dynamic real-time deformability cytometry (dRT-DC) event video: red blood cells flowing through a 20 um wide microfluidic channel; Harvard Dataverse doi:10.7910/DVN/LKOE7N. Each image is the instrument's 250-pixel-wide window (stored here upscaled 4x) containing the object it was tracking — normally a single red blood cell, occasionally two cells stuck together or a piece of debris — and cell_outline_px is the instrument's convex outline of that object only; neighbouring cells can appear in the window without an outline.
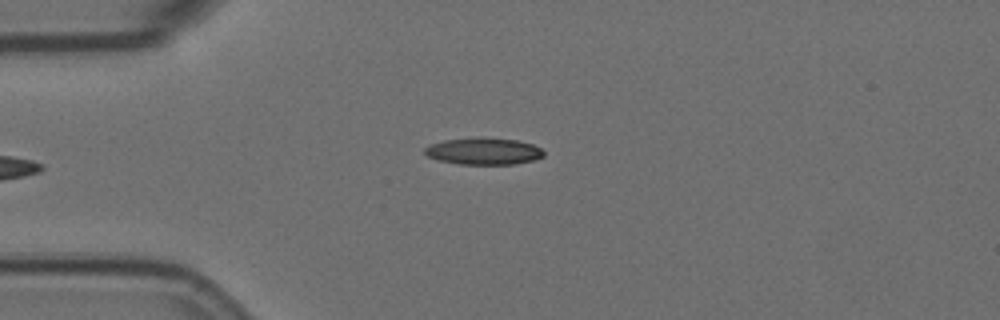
{"species": "Egyptian fruit bat (a non-hibernating species)", "species_latin": "Rousettus aegyptiacus", "temperature_condition": "room temperature", "stored_images_in_passage": 45, "camera_frame_rate_fps": 3000, "um_per_image_px": 0.085, "animal": {"sex": "female"}, "frame": {"image": 1, "passage_image": 3, "time_ms": 0.667, "image_size_px": [1000, 320], "cell_outline_px": [[544, 156], [532, 160], [512, 164], [460, 164], [440, 160], [428, 156], [424, 152], [424, 148], [428, 144], [444, 140], [480, 136], [484, 136], [516, 140], [532, 144], [540, 148], [544, 152]], "centroid_in_image_um": [41.08, 12.83], "position_along_channel_um": 43.9, "area_um2": 18.73}}
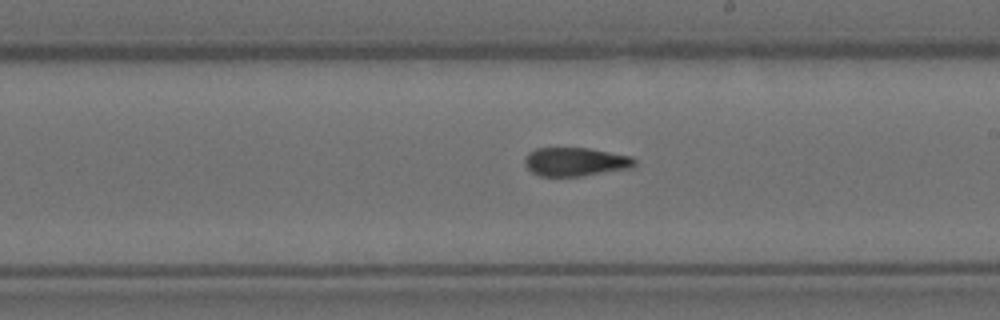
{"frame": {"image": 2, "passage_image": 21, "time_ms": 6.667, "image_size_px": [1000, 320], "cell_outline_px": [[636, 168], [584, 176], [540, 176], [532, 172], [524, 164], [524, 160], [528, 152], [536, 148], [588, 148], [632, 156], [636, 160]], "centroid_in_image_um": [48.97, 13.76], "position_along_channel_um": 240.0, "area_um2": 18.67}}
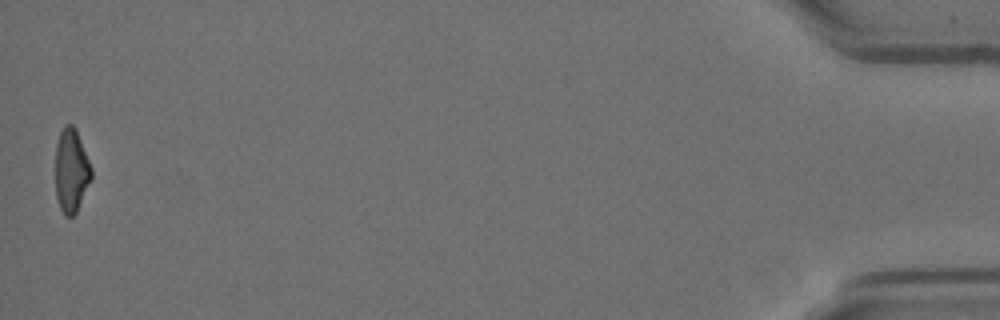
{"frame": {"image": 3, "passage_image": 45, "time_ms": 14.667, "image_size_px": [1000, 320], "cell_outline_px": [[92, 176], [76, 212], [72, 216], [64, 216], [60, 208], [56, 196], [56, 144], [60, 132], [64, 124], [72, 124], [76, 128], [92, 168]], "centroid_in_image_um": [6.05, 14.47], "position_along_channel_um": 429.1, "area_um2": 17.46}, "authors_computed_cell_mechanics": {"area_um2": 18.6116, "velocity_mm_per_s": 3.5732, "shape_relaxation_time_tau1_ms": null, "shape_relaxation_time_tau2_ms": 2.9469, "deformation_change_tau1": null, "deformation_change_tau2": 0.1136}}